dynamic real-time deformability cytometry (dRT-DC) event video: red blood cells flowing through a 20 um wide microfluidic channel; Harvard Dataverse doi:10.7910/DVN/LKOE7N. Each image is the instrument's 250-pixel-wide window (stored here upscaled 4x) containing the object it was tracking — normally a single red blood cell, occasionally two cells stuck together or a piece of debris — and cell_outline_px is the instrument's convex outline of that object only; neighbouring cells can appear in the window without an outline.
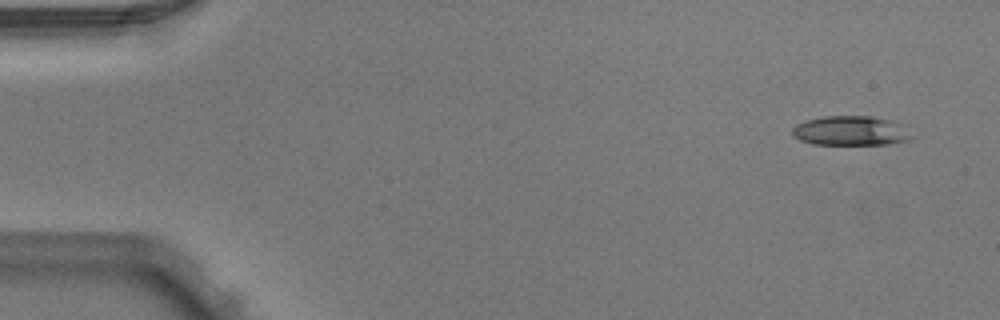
{"species": "Egyptian fruit bat (a non-hibernating species)", "species_latin": "Rousettus aegyptiacus", "temperature_condition": "warm", "stored_images_in_passage": 4, "camera_frame_rate_fps": 3000, "um_per_image_px": 0.085, "animal": {"sex": "male"}, "frame": {"image": 1, "passage_image": 1, "time_ms": 0.0, "image_size_px": [1000, 320], "cell_outline_px": [[912, 136], [908, 140], [888, 144], [812, 144], [800, 140], [792, 132], [792, 128], [796, 124], [804, 120], [824, 116], [872, 116], [892, 120], [908, 124]], "centroid_in_image_um": [72.38, 11.1], "position_along_channel_um": 12.6, "area_um2": 20.87}}